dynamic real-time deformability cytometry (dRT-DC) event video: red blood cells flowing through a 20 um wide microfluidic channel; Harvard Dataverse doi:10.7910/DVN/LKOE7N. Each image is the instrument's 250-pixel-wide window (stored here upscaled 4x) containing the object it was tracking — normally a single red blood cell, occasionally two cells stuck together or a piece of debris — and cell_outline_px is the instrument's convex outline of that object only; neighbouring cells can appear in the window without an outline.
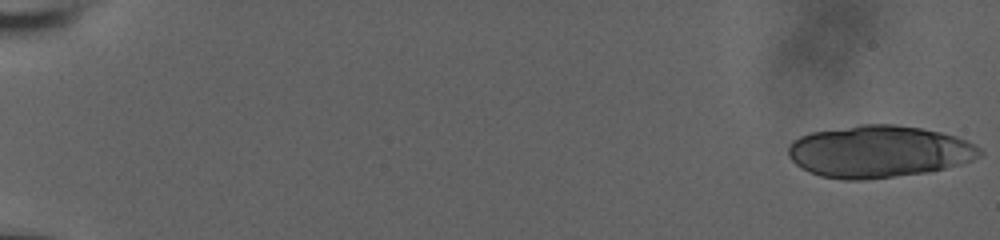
{"species": "human", "species_latin": "Homo sapiens", "temperature_condition": "room temperature", "stored_images_in_passage": 22, "camera_frame_rate_fps": 3000, "um_per_image_px": 0.085, "donor": {"sex": "male"}, "frame": {"image": 1, "passage_image": 1, "time_ms": 0.0, "image_size_px": [1000, 240], "cell_outline_px": [[984, 152], [980, 156], [972, 160], [960, 164], [928, 172], [864, 180], [844, 180], [820, 176], [808, 172], [796, 164], [788, 156], [788, 144], [792, 140], [800, 136], [812, 132], [860, 124], [896, 124], [920, 128], [940, 132], [956, 136], [980, 148]], "centroid_in_image_um": [74.67, 12.88], "position_along_channel_um": 10.3, "area_um2": 58.2}}